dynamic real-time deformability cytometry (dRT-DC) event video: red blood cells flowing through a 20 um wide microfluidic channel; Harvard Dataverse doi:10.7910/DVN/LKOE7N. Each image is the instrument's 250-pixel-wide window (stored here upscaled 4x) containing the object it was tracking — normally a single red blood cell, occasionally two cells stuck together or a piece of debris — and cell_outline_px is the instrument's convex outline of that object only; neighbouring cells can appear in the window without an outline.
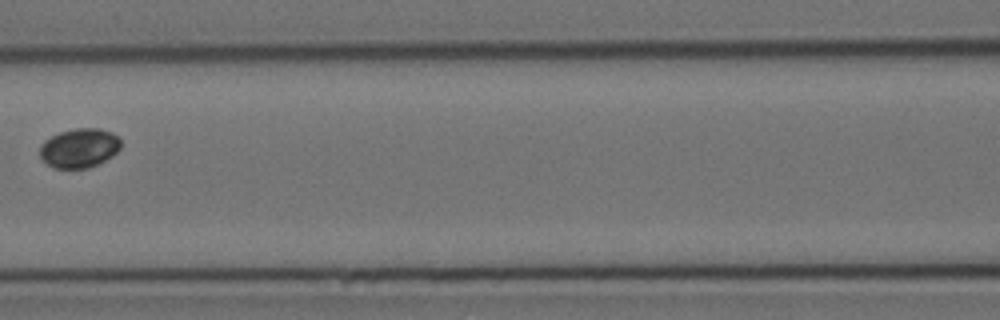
{"species": "Egyptian fruit bat (a non-hibernating species)", "species_latin": "Rousettus aegyptiacus", "temperature_condition": "cold", "stored_images_in_passage": 14, "camera_frame_rate_fps": 3000, "um_per_image_px": 0.085, "animal": {"sex": "female"}, "frame": {"image": 1, "passage_image": 6, "time_ms": 6.667, "image_size_px": [1000, 320], "cell_outline_px": [[120, 148], [112, 156], [88, 168], [52, 168], [40, 156], [40, 144], [44, 140], [60, 132], [76, 128], [100, 128], [112, 132], [120, 140]], "centroid_in_image_um": [6.73, 12.57], "position_along_channel_um": 159.9, "area_um2": 18.44}}
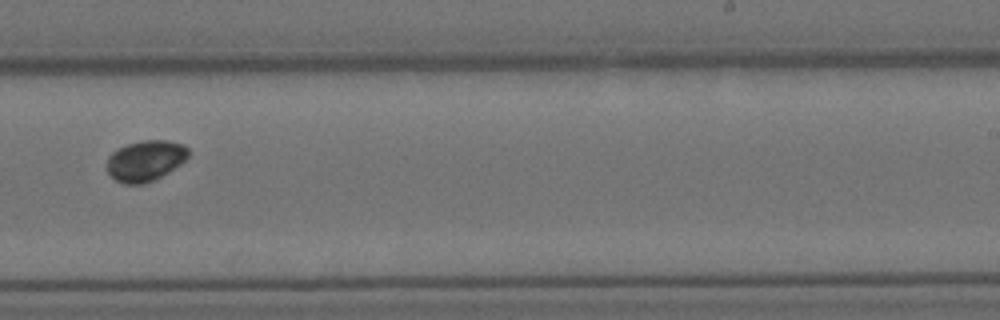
{"frame": {"image": 2, "passage_image": 9, "time_ms": 10.0, "image_size_px": [1000, 320], "cell_outline_px": [[188, 156], [180, 164], [168, 172], [144, 184], [124, 184], [116, 180], [108, 172], [108, 156], [112, 152], [128, 144], [144, 140], [168, 140], [184, 144], [188, 148]], "centroid_in_image_um": [12.37, 13.65], "position_along_channel_um": 276.6, "area_um2": 19.07}}
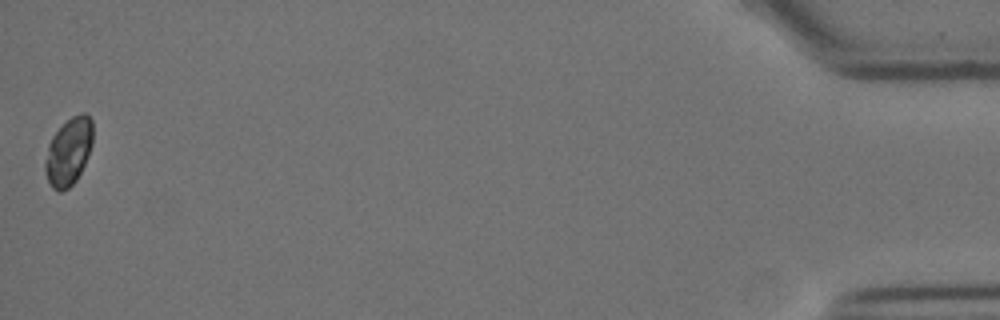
{"frame": {"image": 3, "passage_image": 14, "time_ms": 17.0, "image_size_px": [1000, 320], "cell_outline_px": [[92, 144], [88, 156], [76, 180], [68, 188], [60, 192], [52, 188], [48, 180], [44, 168], [44, 160], [48, 144], [52, 136], [72, 116], [80, 112], [84, 112], [92, 120]], "centroid_in_image_um": [5.82, 12.89], "position_along_channel_um": 429.4, "area_um2": 18.67}, "authors_computed_cell_mechanics": {"area_um2": 18.7561, "velocity_mm_per_s": 3.5092, "shape_relaxation_time_tau1_ms": 1.7972, "shape_relaxation_time_tau2_ms": null, "deformation_change_tau1": 0.2316, "deformation_change_tau2": null}}